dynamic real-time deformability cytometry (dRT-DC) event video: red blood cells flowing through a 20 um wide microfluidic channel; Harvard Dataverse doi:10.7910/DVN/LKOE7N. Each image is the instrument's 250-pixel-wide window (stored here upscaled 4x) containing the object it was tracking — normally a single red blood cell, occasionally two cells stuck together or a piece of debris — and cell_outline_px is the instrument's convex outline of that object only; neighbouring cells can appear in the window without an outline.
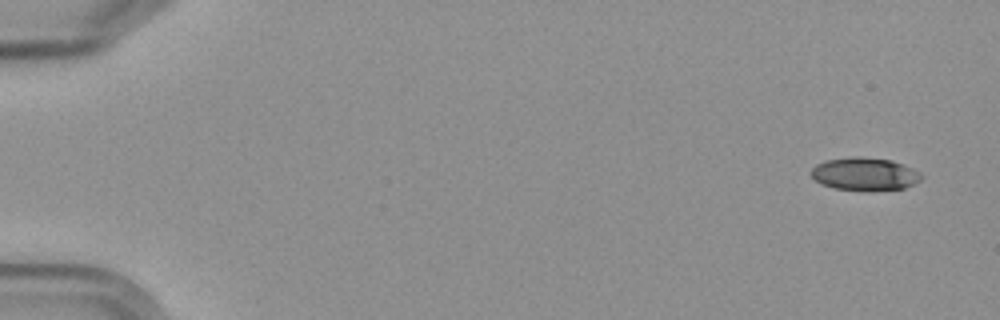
{"species": "Egyptian fruit bat (a non-hibernating species)", "species_latin": "Rousettus aegyptiacus", "temperature_condition": "cold", "stored_images_in_passage": 7, "camera_frame_rate_fps": 3000, "um_per_image_px": 0.085, "frame": {"image": 1, "passage_image": 1, "time_ms": 0.0, "image_size_px": [1000, 320], "cell_outline_px": [[924, 176], [920, 180], [904, 188], [836, 188], [824, 184], [816, 180], [812, 176], [812, 168], [816, 164], [828, 160], [856, 156], [892, 160], [904, 164], [920, 172]], "centroid_in_image_um": [73.54, 14.74], "position_along_channel_um": 11.5, "area_um2": 20.17}}
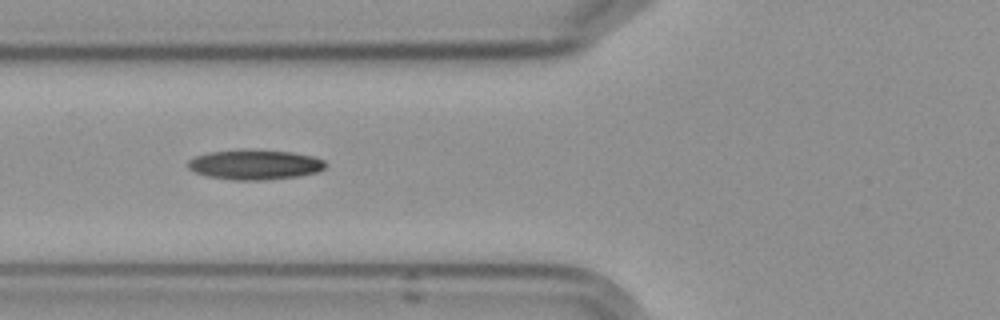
{"frame": {"image": 2, "passage_image": 6, "time_ms": 6.667, "image_size_px": [1000, 320], "cell_outline_px": [[328, 164], [324, 168], [316, 172], [300, 176], [264, 180], [232, 180], [208, 176], [196, 172], [188, 168], [188, 160], [196, 156], [208, 152], [240, 148], [244, 148], [292, 152], [312, 156], [324, 160]], "centroid_in_image_um": [21.66, 13.97], "position_along_channel_um": 104.1, "area_um2": 24.33}}
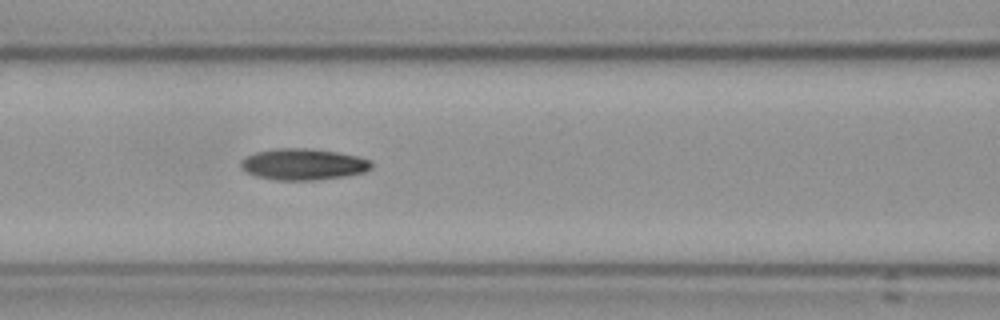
{"frame": {"image": 3, "passage_image": 7, "time_ms": 7.667, "image_size_px": [1000, 320], "cell_outline_px": [[372, 168], [364, 172], [344, 176], [312, 180], [276, 180], [256, 176], [244, 172], [240, 168], [240, 160], [244, 156], [256, 152], [276, 148], [312, 148], [336, 152], [356, 156], [372, 160]], "centroid_in_image_um": [25.72, 13.96], "position_along_channel_um": 140.9, "area_um2": 24.04}}